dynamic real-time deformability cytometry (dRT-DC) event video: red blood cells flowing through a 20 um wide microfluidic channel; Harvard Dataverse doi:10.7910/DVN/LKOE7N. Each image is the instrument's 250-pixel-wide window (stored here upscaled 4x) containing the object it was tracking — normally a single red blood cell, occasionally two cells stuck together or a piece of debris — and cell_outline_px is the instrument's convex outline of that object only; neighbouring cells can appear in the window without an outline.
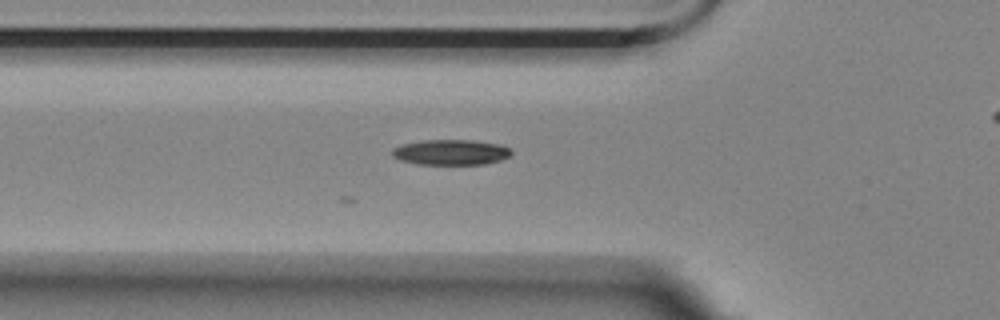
{"species": "Egyptian fruit bat (a non-hibernating species)", "species_latin": "Rousettus aegyptiacus", "temperature_condition": "room temperature", "stored_images_in_passage": 28, "camera_frame_rate_fps": 3000, "um_per_image_px": 0.085, "animal": {"sex": "female"}, "frame": {"image": 1, "passage_image": 2, "time_ms": 0.333, "image_size_px": [1000, 320], "cell_outline_px": [[512, 152], [508, 156], [500, 160], [484, 164], [416, 164], [400, 160], [392, 156], [392, 148], [404, 144], [420, 140], [472, 140], [496, 144], [508, 148]], "centroid_in_image_um": [38.27, 12.94], "position_along_channel_um": 87.5, "area_um2": 17.46}}
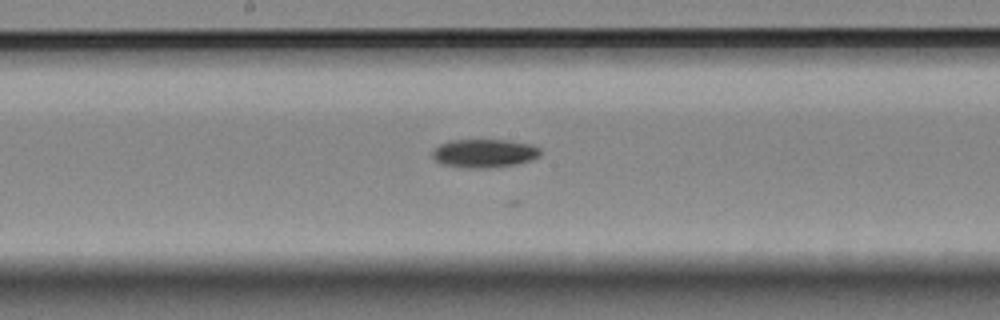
{"frame": {"image": 2, "passage_image": 12, "time_ms": 3.667, "image_size_px": [1000, 320], "cell_outline_px": [[540, 156], [532, 160], [516, 164], [492, 168], [464, 168], [440, 164], [432, 156], [432, 152], [440, 144], [452, 140], [504, 140], [528, 144], [540, 148]], "centroid_in_image_um": [41.15, 13.05], "position_along_channel_um": 207.0, "area_um2": 17.92}}
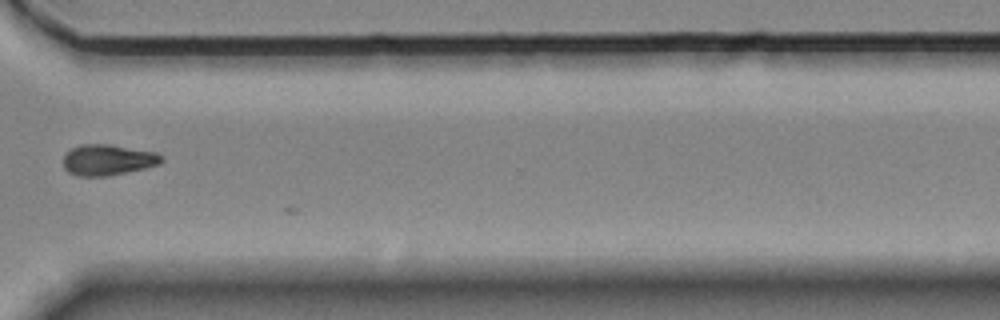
{"frame": {"image": 3, "passage_image": 25, "time_ms": 8.0, "image_size_px": [1000, 320], "cell_outline_px": [[164, 160], [160, 164], [144, 168], [108, 176], [80, 176], [68, 172], [64, 168], [64, 156], [72, 148], [80, 144], [108, 144], [156, 152]], "centroid_in_image_um": [9.16, 13.59], "position_along_channel_um": 361.4, "area_um2": 17.51}}